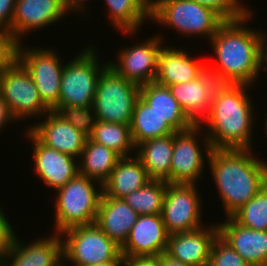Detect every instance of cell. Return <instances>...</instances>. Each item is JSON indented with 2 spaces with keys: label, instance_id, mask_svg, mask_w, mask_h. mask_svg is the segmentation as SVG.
Returning a JSON list of instances; mask_svg holds the SVG:
<instances>
[{
  "label": "cell",
  "instance_id": "1",
  "mask_svg": "<svg viewBox=\"0 0 267 266\" xmlns=\"http://www.w3.org/2000/svg\"><path fill=\"white\" fill-rule=\"evenodd\" d=\"M252 13L244 18L225 20L210 39L218 63L215 67L207 64V70L219 84L252 86L259 78L263 69L264 32L245 26L251 21Z\"/></svg>",
  "mask_w": 267,
  "mask_h": 266
},
{
  "label": "cell",
  "instance_id": "2",
  "mask_svg": "<svg viewBox=\"0 0 267 266\" xmlns=\"http://www.w3.org/2000/svg\"><path fill=\"white\" fill-rule=\"evenodd\" d=\"M250 85L219 84L213 93L207 116L200 125L212 149H251L254 107L248 95ZM250 97V98H249ZM253 122V123H252Z\"/></svg>",
  "mask_w": 267,
  "mask_h": 266
},
{
  "label": "cell",
  "instance_id": "3",
  "mask_svg": "<svg viewBox=\"0 0 267 266\" xmlns=\"http://www.w3.org/2000/svg\"><path fill=\"white\" fill-rule=\"evenodd\" d=\"M252 149H212L208 167L219 192L225 217H230L267 183V161Z\"/></svg>",
  "mask_w": 267,
  "mask_h": 266
},
{
  "label": "cell",
  "instance_id": "4",
  "mask_svg": "<svg viewBox=\"0 0 267 266\" xmlns=\"http://www.w3.org/2000/svg\"><path fill=\"white\" fill-rule=\"evenodd\" d=\"M55 192V233L61 234L75 226L94 224L103 193L100 182L78 173Z\"/></svg>",
  "mask_w": 267,
  "mask_h": 266
},
{
  "label": "cell",
  "instance_id": "5",
  "mask_svg": "<svg viewBox=\"0 0 267 266\" xmlns=\"http://www.w3.org/2000/svg\"><path fill=\"white\" fill-rule=\"evenodd\" d=\"M150 19L183 36L209 38L225 21L215 10L193 0H151Z\"/></svg>",
  "mask_w": 267,
  "mask_h": 266
},
{
  "label": "cell",
  "instance_id": "6",
  "mask_svg": "<svg viewBox=\"0 0 267 266\" xmlns=\"http://www.w3.org/2000/svg\"><path fill=\"white\" fill-rule=\"evenodd\" d=\"M93 46H87L63 67L60 82L59 102L52 111L71 106L93 105L98 78L108 66L99 63Z\"/></svg>",
  "mask_w": 267,
  "mask_h": 266
},
{
  "label": "cell",
  "instance_id": "7",
  "mask_svg": "<svg viewBox=\"0 0 267 266\" xmlns=\"http://www.w3.org/2000/svg\"><path fill=\"white\" fill-rule=\"evenodd\" d=\"M140 85L107 66L98 78L93 107L98 121L130 125Z\"/></svg>",
  "mask_w": 267,
  "mask_h": 266
},
{
  "label": "cell",
  "instance_id": "8",
  "mask_svg": "<svg viewBox=\"0 0 267 266\" xmlns=\"http://www.w3.org/2000/svg\"><path fill=\"white\" fill-rule=\"evenodd\" d=\"M60 236L63 244V263L89 266L101 262L123 261L121 247L95 223L69 228Z\"/></svg>",
  "mask_w": 267,
  "mask_h": 266
},
{
  "label": "cell",
  "instance_id": "9",
  "mask_svg": "<svg viewBox=\"0 0 267 266\" xmlns=\"http://www.w3.org/2000/svg\"><path fill=\"white\" fill-rule=\"evenodd\" d=\"M203 126L194 124L191 128L174 133V146L170 165V177L166 180L169 184H196L203 175L204 161L212 151L207 136L202 134ZM201 130V131H200ZM203 135L202 148L198 144V136ZM207 159H204V153Z\"/></svg>",
  "mask_w": 267,
  "mask_h": 266
},
{
  "label": "cell",
  "instance_id": "10",
  "mask_svg": "<svg viewBox=\"0 0 267 266\" xmlns=\"http://www.w3.org/2000/svg\"><path fill=\"white\" fill-rule=\"evenodd\" d=\"M1 96L17 122L43 117L51 111L42 102L29 72L17 59L3 70Z\"/></svg>",
  "mask_w": 267,
  "mask_h": 266
},
{
  "label": "cell",
  "instance_id": "11",
  "mask_svg": "<svg viewBox=\"0 0 267 266\" xmlns=\"http://www.w3.org/2000/svg\"><path fill=\"white\" fill-rule=\"evenodd\" d=\"M17 60L29 72L42 102L52 111L59 102L64 64L52 49L25 47L18 43Z\"/></svg>",
  "mask_w": 267,
  "mask_h": 266
},
{
  "label": "cell",
  "instance_id": "12",
  "mask_svg": "<svg viewBox=\"0 0 267 266\" xmlns=\"http://www.w3.org/2000/svg\"><path fill=\"white\" fill-rule=\"evenodd\" d=\"M196 187V184L167 183L161 216L169 234L203 227L201 197Z\"/></svg>",
  "mask_w": 267,
  "mask_h": 266
},
{
  "label": "cell",
  "instance_id": "13",
  "mask_svg": "<svg viewBox=\"0 0 267 266\" xmlns=\"http://www.w3.org/2000/svg\"><path fill=\"white\" fill-rule=\"evenodd\" d=\"M161 37L154 35L144 40L143 43L120 50L117 54L118 63L108 61V66L126 80L140 86L154 82L157 74L158 54L164 41Z\"/></svg>",
  "mask_w": 267,
  "mask_h": 266
},
{
  "label": "cell",
  "instance_id": "14",
  "mask_svg": "<svg viewBox=\"0 0 267 266\" xmlns=\"http://www.w3.org/2000/svg\"><path fill=\"white\" fill-rule=\"evenodd\" d=\"M25 135L33 145L34 170L45 186L58 190L79 173L77 158L45 146L28 129Z\"/></svg>",
  "mask_w": 267,
  "mask_h": 266
},
{
  "label": "cell",
  "instance_id": "15",
  "mask_svg": "<svg viewBox=\"0 0 267 266\" xmlns=\"http://www.w3.org/2000/svg\"><path fill=\"white\" fill-rule=\"evenodd\" d=\"M44 117L42 122L30 125L28 130L45 146L79 160L88 137L58 112L49 111Z\"/></svg>",
  "mask_w": 267,
  "mask_h": 266
},
{
  "label": "cell",
  "instance_id": "16",
  "mask_svg": "<svg viewBox=\"0 0 267 266\" xmlns=\"http://www.w3.org/2000/svg\"><path fill=\"white\" fill-rule=\"evenodd\" d=\"M169 233L161 214L139 215L121 247L122 256H158L167 250Z\"/></svg>",
  "mask_w": 267,
  "mask_h": 266
},
{
  "label": "cell",
  "instance_id": "17",
  "mask_svg": "<svg viewBox=\"0 0 267 266\" xmlns=\"http://www.w3.org/2000/svg\"><path fill=\"white\" fill-rule=\"evenodd\" d=\"M52 235L28 245L15 235L3 266H63L62 237L55 232Z\"/></svg>",
  "mask_w": 267,
  "mask_h": 266
},
{
  "label": "cell",
  "instance_id": "18",
  "mask_svg": "<svg viewBox=\"0 0 267 266\" xmlns=\"http://www.w3.org/2000/svg\"><path fill=\"white\" fill-rule=\"evenodd\" d=\"M66 14L60 0H16L11 35L21 43L25 34L53 25Z\"/></svg>",
  "mask_w": 267,
  "mask_h": 266
},
{
  "label": "cell",
  "instance_id": "19",
  "mask_svg": "<svg viewBox=\"0 0 267 266\" xmlns=\"http://www.w3.org/2000/svg\"><path fill=\"white\" fill-rule=\"evenodd\" d=\"M211 225L169 234L166 253L191 266H208L211 246L219 235L218 224Z\"/></svg>",
  "mask_w": 267,
  "mask_h": 266
},
{
  "label": "cell",
  "instance_id": "20",
  "mask_svg": "<svg viewBox=\"0 0 267 266\" xmlns=\"http://www.w3.org/2000/svg\"><path fill=\"white\" fill-rule=\"evenodd\" d=\"M218 85L214 75L206 70L193 81L172 84L168 88L187 117L194 124H200L209 112L213 93Z\"/></svg>",
  "mask_w": 267,
  "mask_h": 266
},
{
  "label": "cell",
  "instance_id": "21",
  "mask_svg": "<svg viewBox=\"0 0 267 266\" xmlns=\"http://www.w3.org/2000/svg\"><path fill=\"white\" fill-rule=\"evenodd\" d=\"M219 236L251 266H267V231L241 226L231 217L218 224Z\"/></svg>",
  "mask_w": 267,
  "mask_h": 266
},
{
  "label": "cell",
  "instance_id": "22",
  "mask_svg": "<svg viewBox=\"0 0 267 266\" xmlns=\"http://www.w3.org/2000/svg\"><path fill=\"white\" fill-rule=\"evenodd\" d=\"M206 70L205 63L190 57L185 50L162 45L158 54L157 74L154 82L166 87L190 82L201 76Z\"/></svg>",
  "mask_w": 267,
  "mask_h": 266
},
{
  "label": "cell",
  "instance_id": "23",
  "mask_svg": "<svg viewBox=\"0 0 267 266\" xmlns=\"http://www.w3.org/2000/svg\"><path fill=\"white\" fill-rule=\"evenodd\" d=\"M138 217L137 212L122 198H111L102 194L94 223L122 247Z\"/></svg>",
  "mask_w": 267,
  "mask_h": 266
},
{
  "label": "cell",
  "instance_id": "24",
  "mask_svg": "<svg viewBox=\"0 0 267 266\" xmlns=\"http://www.w3.org/2000/svg\"><path fill=\"white\" fill-rule=\"evenodd\" d=\"M151 179L140 159L136 156L121 157L109 178L103 183V195L111 198H123L140 189Z\"/></svg>",
  "mask_w": 267,
  "mask_h": 266
},
{
  "label": "cell",
  "instance_id": "25",
  "mask_svg": "<svg viewBox=\"0 0 267 266\" xmlns=\"http://www.w3.org/2000/svg\"><path fill=\"white\" fill-rule=\"evenodd\" d=\"M140 97L150 105L175 131H184L194 123L181 109L170 89L155 82L140 86Z\"/></svg>",
  "mask_w": 267,
  "mask_h": 266
},
{
  "label": "cell",
  "instance_id": "26",
  "mask_svg": "<svg viewBox=\"0 0 267 266\" xmlns=\"http://www.w3.org/2000/svg\"><path fill=\"white\" fill-rule=\"evenodd\" d=\"M173 146L174 134L147 140L136 147L134 152L150 179L166 181L170 177Z\"/></svg>",
  "mask_w": 267,
  "mask_h": 266
},
{
  "label": "cell",
  "instance_id": "27",
  "mask_svg": "<svg viewBox=\"0 0 267 266\" xmlns=\"http://www.w3.org/2000/svg\"><path fill=\"white\" fill-rule=\"evenodd\" d=\"M105 3L114 29L129 37L138 33L144 21L150 20L151 0H105Z\"/></svg>",
  "mask_w": 267,
  "mask_h": 266
},
{
  "label": "cell",
  "instance_id": "28",
  "mask_svg": "<svg viewBox=\"0 0 267 266\" xmlns=\"http://www.w3.org/2000/svg\"><path fill=\"white\" fill-rule=\"evenodd\" d=\"M130 130L135 147L147 140L172 135L176 132L140 96L134 106Z\"/></svg>",
  "mask_w": 267,
  "mask_h": 266
},
{
  "label": "cell",
  "instance_id": "29",
  "mask_svg": "<svg viewBox=\"0 0 267 266\" xmlns=\"http://www.w3.org/2000/svg\"><path fill=\"white\" fill-rule=\"evenodd\" d=\"M120 158L114 150L87 138L80 156L82 161L78 160L79 174L103 185Z\"/></svg>",
  "mask_w": 267,
  "mask_h": 266
},
{
  "label": "cell",
  "instance_id": "30",
  "mask_svg": "<svg viewBox=\"0 0 267 266\" xmlns=\"http://www.w3.org/2000/svg\"><path fill=\"white\" fill-rule=\"evenodd\" d=\"M88 138L114 150L121 157H130L132 151L136 149L132 140L130 125L122 123L98 121Z\"/></svg>",
  "mask_w": 267,
  "mask_h": 266
},
{
  "label": "cell",
  "instance_id": "31",
  "mask_svg": "<svg viewBox=\"0 0 267 266\" xmlns=\"http://www.w3.org/2000/svg\"><path fill=\"white\" fill-rule=\"evenodd\" d=\"M167 182L151 179L144 186L131 192L122 199L138 215L161 214Z\"/></svg>",
  "mask_w": 267,
  "mask_h": 266
},
{
  "label": "cell",
  "instance_id": "32",
  "mask_svg": "<svg viewBox=\"0 0 267 266\" xmlns=\"http://www.w3.org/2000/svg\"><path fill=\"white\" fill-rule=\"evenodd\" d=\"M230 217L243 227L267 231V183Z\"/></svg>",
  "mask_w": 267,
  "mask_h": 266
},
{
  "label": "cell",
  "instance_id": "33",
  "mask_svg": "<svg viewBox=\"0 0 267 266\" xmlns=\"http://www.w3.org/2000/svg\"><path fill=\"white\" fill-rule=\"evenodd\" d=\"M56 112L87 137L91 135L98 122L93 105L64 107Z\"/></svg>",
  "mask_w": 267,
  "mask_h": 266
},
{
  "label": "cell",
  "instance_id": "34",
  "mask_svg": "<svg viewBox=\"0 0 267 266\" xmlns=\"http://www.w3.org/2000/svg\"><path fill=\"white\" fill-rule=\"evenodd\" d=\"M208 266H251L219 235L213 241Z\"/></svg>",
  "mask_w": 267,
  "mask_h": 266
},
{
  "label": "cell",
  "instance_id": "35",
  "mask_svg": "<svg viewBox=\"0 0 267 266\" xmlns=\"http://www.w3.org/2000/svg\"><path fill=\"white\" fill-rule=\"evenodd\" d=\"M197 3L215 10L224 20L244 18L249 15V10L240 0H193Z\"/></svg>",
  "mask_w": 267,
  "mask_h": 266
},
{
  "label": "cell",
  "instance_id": "36",
  "mask_svg": "<svg viewBox=\"0 0 267 266\" xmlns=\"http://www.w3.org/2000/svg\"><path fill=\"white\" fill-rule=\"evenodd\" d=\"M18 42L8 30L0 29V68L10 66L17 59Z\"/></svg>",
  "mask_w": 267,
  "mask_h": 266
},
{
  "label": "cell",
  "instance_id": "37",
  "mask_svg": "<svg viewBox=\"0 0 267 266\" xmlns=\"http://www.w3.org/2000/svg\"><path fill=\"white\" fill-rule=\"evenodd\" d=\"M6 216L3 208L0 207V266H3L7 252L16 235Z\"/></svg>",
  "mask_w": 267,
  "mask_h": 266
},
{
  "label": "cell",
  "instance_id": "38",
  "mask_svg": "<svg viewBox=\"0 0 267 266\" xmlns=\"http://www.w3.org/2000/svg\"><path fill=\"white\" fill-rule=\"evenodd\" d=\"M16 0H0V29L10 31Z\"/></svg>",
  "mask_w": 267,
  "mask_h": 266
},
{
  "label": "cell",
  "instance_id": "39",
  "mask_svg": "<svg viewBox=\"0 0 267 266\" xmlns=\"http://www.w3.org/2000/svg\"><path fill=\"white\" fill-rule=\"evenodd\" d=\"M125 266H162L161 255L158 256H123V263Z\"/></svg>",
  "mask_w": 267,
  "mask_h": 266
},
{
  "label": "cell",
  "instance_id": "40",
  "mask_svg": "<svg viewBox=\"0 0 267 266\" xmlns=\"http://www.w3.org/2000/svg\"><path fill=\"white\" fill-rule=\"evenodd\" d=\"M13 120V121H12ZM17 122L14 116L12 115L7 103L3 100L0 95V131L4 129V126L8 125L7 123Z\"/></svg>",
  "mask_w": 267,
  "mask_h": 266
},
{
  "label": "cell",
  "instance_id": "41",
  "mask_svg": "<svg viewBox=\"0 0 267 266\" xmlns=\"http://www.w3.org/2000/svg\"><path fill=\"white\" fill-rule=\"evenodd\" d=\"M61 5L66 13L69 14V12H83L85 11L83 6L85 5L86 0H60ZM84 4V5H83Z\"/></svg>",
  "mask_w": 267,
  "mask_h": 266
},
{
  "label": "cell",
  "instance_id": "42",
  "mask_svg": "<svg viewBox=\"0 0 267 266\" xmlns=\"http://www.w3.org/2000/svg\"><path fill=\"white\" fill-rule=\"evenodd\" d=\"M161 265L162 266H191L188 264H185L178 259H175L168 255L166 252H163L161 254Z\"/></svg>",
  "mask_w": 267,
  "mask_h": 266
},
{
  "label": "cell",
  "instance_id": "43",
  "mask_svg": "<svg viewBox=\"0 0 267 266\" xmlns=\"http://www.w3.org/2000/svg\"><path fill=\"white\" fill-rule=\"evenodd\" d=\"M266 35L263 34V69H267V40ZM265 65V66H264Z\"/></svg>",
  "mask_w": 267,
  "mask_h": 266
},
{
  "label": "cell",
  "instance_id": "44",
  "mask_svg": "<svg viewBox=\"0 0 267 266\" xmlns=\"http://www.w3.org/2000/svg\"><path fill=\"white\" fill-rule=\"evenodd\" d=\"M122 263L123 261H110V262L96 263L89 266H121Z\"/></svg>",
  "mask_w": 267,
  "mask_h": 266
},
{
  "label": "cell",
  "instance_id": "45",
  "mask_svg": "<svg viewBox=\"0 0 267 266\" xmlns=\"http://www.w3.org/2000/svg\"><path fill=\"white\" fill-rule=\"evenodd\" d=\"M5 68H0V95H1V79H2V75H3V70Z\"/></svg>",
  "mask_w": 267,
  "mask_h": 266
},
{
  "label": "cell",
  "instance_id": "46",
  "mask_svg": "<svg viewBox=\"0 0 267 266\" xmlns=\"http://www.w3.org/2000/svg\"><path fill=\"white\" fill-rule=\"evenodd\" d=\"M267 115V114H266ZM265 118H267V116L265 117ZM265 131H266V134H267V119H266V121H265Z\"/></svg>",
  "mask_w": 267,
  "mask_h": 266
}]
</instances>
